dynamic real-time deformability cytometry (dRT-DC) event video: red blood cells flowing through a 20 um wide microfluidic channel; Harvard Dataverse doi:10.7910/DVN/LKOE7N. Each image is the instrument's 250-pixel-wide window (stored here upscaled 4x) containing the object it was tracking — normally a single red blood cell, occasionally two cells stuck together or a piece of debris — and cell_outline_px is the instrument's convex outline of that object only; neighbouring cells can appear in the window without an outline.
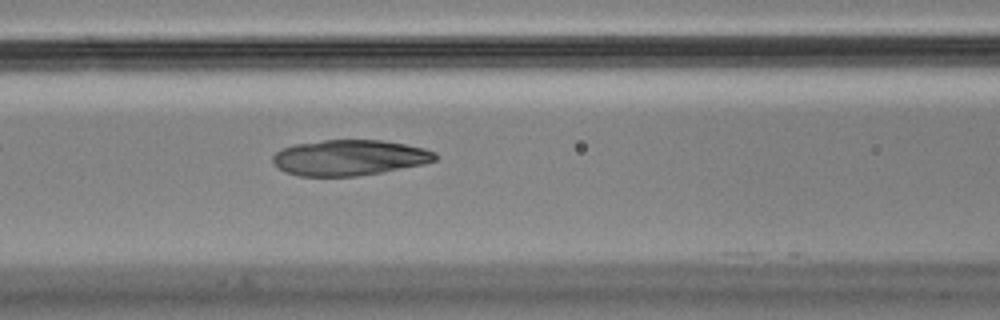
{"species": "Egyptian fruit bat (a non-hibernating species)", "species_latin": "Rousettus aegyptiacus", "temperature_condition": "cold", "stored_images_in_passage": 39, "camera_frame_rate_fps": 3000, "um_per_image_px": 0.085, "animal": {"sex": "male"}, "frame": {"image": 1, "passage_image": 7, "time_ms": 2.0, "image_size_px": [1000, 320], "cell_outline_px": [[436, 160], [424, 164], [380, 172], [356, 176], [300, 176], [284, 172], [272, 164], [272, 156], [276, 152], [292, 144], [324, 140], [384, 140], [424, 148], [436, 152]], "centroid_in_image_um": [29.66, 13.4], "position_along_channel_um": 136.9, "area_um2": 33.81}}
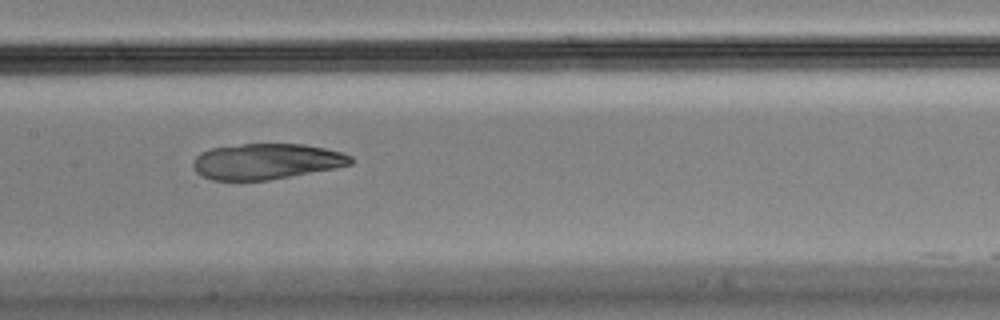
{"frame": {"image": 2, "passage_image": 11, "time_ms": 3.333, "image_size_px": [1000, 320], "cell_outline_px": [[352, 164], [336, 168], [268, 180], [212, 180], [196, 172], [192, 168], [192, 160], [200, 152], [212, 148], [244, 144], [304, 144], [344, 152], [352, 156]], "centroid_in_image_um": [22.64, 13.72], "position_along_channel_um": 184.8, "area_um2": 32.89}}
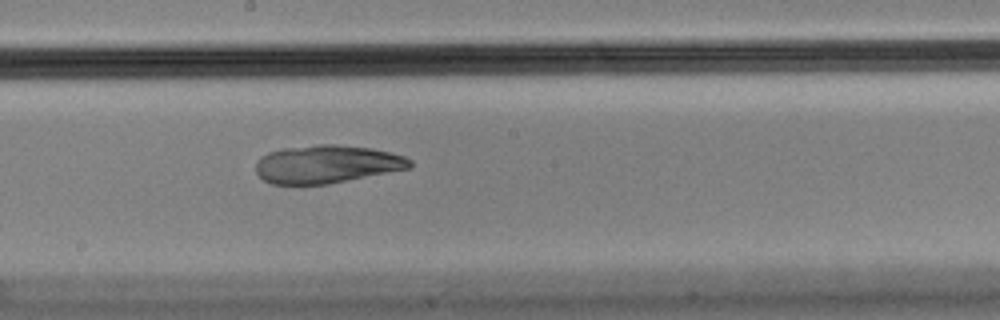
{"frame": {"image": 3, "passage_image": 14, "time_ms": 4.333, "image_size_px": [1000, 320], "cell_outline_px": [[412, 168], [328, 184], [272, 184], [264, 180], [256, 172], [256, 160], [260, 156], [268, 152], [284, 148], [316, 144], [336, 144], [372, 148], [404, 156], [412, 160]], "centroid_in_image_um": [27.78, 13.95], "position_along_channel_um": 220.4, "area_um2": 34.33}}